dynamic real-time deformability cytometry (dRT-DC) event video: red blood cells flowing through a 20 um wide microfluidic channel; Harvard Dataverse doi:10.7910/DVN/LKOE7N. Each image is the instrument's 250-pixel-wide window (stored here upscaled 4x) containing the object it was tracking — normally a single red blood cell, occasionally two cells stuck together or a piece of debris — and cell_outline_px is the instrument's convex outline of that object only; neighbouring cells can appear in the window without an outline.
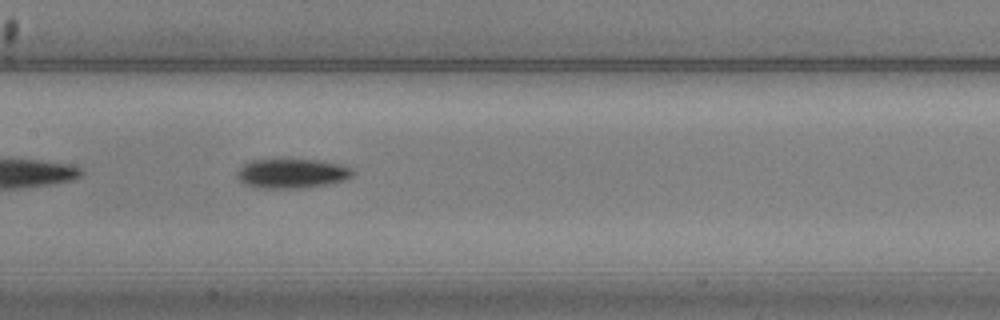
{"species": "common noctule bat (a hibernating species)", "species_latin": "Nyctalus noctula", "temperature_condition": "warm", "stored_images_in_passage": 41, "camera_frame_rate_fps": 3000, "um_per_image_px": 0.085, "animal": {"sex": "male", "body_mass_g": 20.5, "forearm_length_mm": 52.5}, "frame": {"image": 1, "passage_image": 12, "time_ms": 3.667, "image_size_px": [1000, 320], "cell_outline_px": [[356, 172], [352, 176], [344, 180], [328, 184], [300, 188], [260, 188], [244, 184], [236, 176], [240, 168], [244, 164], [252, 160], [280, 156], [320, 160], [340, 164], [352, 168]], "centroid_in_image_um": [24.81, 14.69], "position_along_channel_um": 182.6, "area_um2": 20.75}}
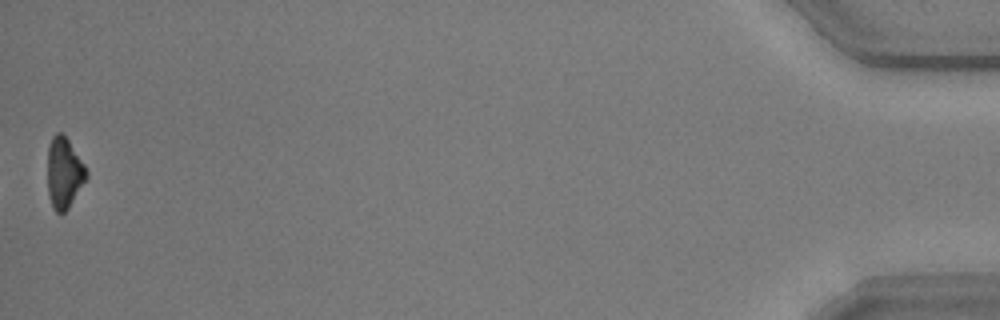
{"frame": {"image": 2, "passage_image": 41, "time_ms": 13.333, "image_size_px": [1000, 320], "cell_outline_px": [[88, 176], [68, 208], [64, 212], [56, 212], [52, 208], [48, 196], [48, 144], [52, 136], [56, 132], [60, 132], [68, 140], [84, 164], [88, 172]], "centroid_in_image_um": [5.43, 14.69], "position_along_channel_um": 429.8, "area_um2": 15.95}, "authors_computed_cell_mechanics": {"area_um2": 18.3804, "velocity_mm_per_s": 3.6135, "shape_relaxation_time_tau1_ms": 2.5588, "shape_relaxation_time_tau2_ms": null, "deformation_change_tau1": 0.1428, "deformation_change_tau2": null}}